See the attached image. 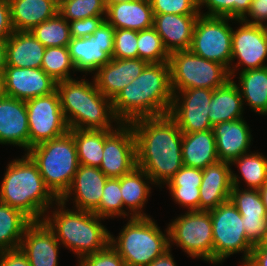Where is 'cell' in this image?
Returning <instances> with one entry per match:
<instances>
[{
	"label": "cell",
	"instance_id": "obj_5",
	"mask_svg": "<svg viewBox=\"0 0 267 266\" xmlns=\"http://www.w3.org/2000/svg\"><path fill=\"white\" fill-rule=\"evenodd\" d=\"M53 206L54 211H47L42 221L62 246L77 255L78 262L110 244L111 233L101 223L104 218L90 211L66 209L60 200Z\"/></svg>",
	"mask_w": 267,
	"mask_h": 266
},
{
	"label": "cell",
	"instance_id": "obj_16",
	"mask_svg": "<svg viewBox=\"0 0 267 266\" xmlns=\"http://www.w3.org/2000/svg\"><path fill=\"white\" fill-rule=\"evenodd\" d=\"M213 90L191 88L173 94L169 115L183 133L207 131L213 128L208 117Z\"/></svg>",
	"mask_w": 267,
	"mask_h": 266
},
{
	"label": "cell",
	"instance_id": "obj_7",
	"mask_svg": "<svg viewBox=\"0 0 267 266\" xmlns=\"http://www.w3.org/2000/svg\"><path fill=\"white\" fill-rule=\"evenodd\" d=\"M164 233L153 217H133L117 237L110 234V244L126 266H147L169 249L168 227Z\"/></svg>",
	"mask_w": 267,
	"mask_h": 266
},
{
	"label": "cell",
	"instance_id": "obj_4",
	"mask_svg": "<svg viewBox=\"0 0 267 266\" xmlns=\"http://www.w3.org/2000/svg\"><path fill=\"white\" fill-rule=\"evenodd\" d=\"M24 154L7 165L0 185V203L21 210L32 221H42L58 199L45 185L37 165Z\"/></svg>",
	"mask_w": 267,
	"mask_h": 266
},
{
	"label": "cell",
	"instance_id": "obj_17",
	"mask_svg": "<svg viewBox=\"0 0 267 266\" xmlns=\"http://www.w3.org/2000/svg\"><path fill=\"white\" fill-rule=\"evenodd\" d=\"M5 95L28 101L56 90L55 82L41 68L7 66L3 74Z\"/></svg>",
	"mask_w": 267,
	"mask_h": 266
},
{
	"label": "cell",
	"instance_id": "obj_21",
	"mask_svg": "<svg viewBox=\"0 0 267 266\" xmlns=\"http://www.w3.org/2000/svg\"><path fill=\"white\" fill-rule=\"evenodd\" d=\"M0 144L29 150V126L26 103L9 96L0 99Z\"/></svg>",
	"mask_w": 267,
	"mask_h": 266
},
{
	"label": "cell",
	"instance_id": "obj_2",
	"mask_svg": "<svg viewBox=\"0 0 267 266\" xmlns=\"http://www.w3.org/2000/svg\"><path fill=\"white\" fill-rule=\"evenodd\" d=\"M172 101L169 63H148L112 100V109L120 123H130L169 114Z\"/></svg>",
	"mask_w": 267,
	"mask_h": 266
},
{
	"label": "cell",
	"instance_id": "obj_33",
	"mask_svg": "<svg viewBox=\"0 0 267 266\" xmlns=\"http://www.w3.org/2000/svg\"><path fill=\"white\" fill-rule=\"evenodd\" d=\"M237 87L243 105L250 106L255 113L267 115V66L240 71ZM246 101V102H245Z\"/></svg>",
	"mask_w": 267,
	"mask_h": 266
},
{
	"label": "cell",
	"instance_id": "obj_34",
	"mask_svg": "<svg viewBox=\"0 0 267 266\" xmlns=\"http://www.w3.org/2000/svg\"><path fill=\"white\" fill-rule=\"evenodd\" d=\"M238 168L240 176L231 170L233 187H240V180L246 183L248 189L259 190L267 181V157L260 152H248L230 163Z\"/></svg>",
	"mask_w": 267,
	"mask_h": 266
},
{
	"label": "cell",
	"instance_id": "obj_39",
	"mask_svg": "<svg viewBox=\"0 0 267 266\" xmlns=\"http://www.w3.org/2000/svg\"><path fill=\"white\" fill-rule=\"evenodd\" d=\"M137 45L139 59L147 63L168 62L170 54L153 27L137 31Z\"/></svg>",
	"mask_w": 267,
	"mask_h": 266
},
{
	"label": "cell",
	"instance_id": "obj_18",
	"mask_svg": "<svg viewBox=\"0 0 267 266\" xmlns=\"http://www.w3.org/2000/svg\"><path fill=\"white\" fill-rule=\"evenodd\" d=\"M107 179L99 167L79 165L70 188L60 201L66 205L74 200L73 209L94 212L100 205Z\"/></svg>",
	"mask_w": 267,
	"mask_h": 266
},
{
	"label": "cell",
	"instance_id": "obj_9",
	"mask_svg": "<svg viewBox=\"0 0 267 266\" xmlns=\"http://www.w3.org/2000/svg\"><path fill=\"white\" fill-rule=\"evenodd\" d=\"M209 212L212 219L213 264H222L229 256L241 252L240 264L243 266L254 246L245 234L241 214L230 200Z\"/></svg>",
	"mask_w": 267,
	"mask_h": 266
},
{
	"label": "cell",
	"instance_id": "obj_37",
	"mask_svg": "<svg viewBox=\"0 0 267 266\" xmlns=\"http://www.w3.org/2000/svg\"><path fill=\"white\" fill-rule=\"evenodd\" d=\"M45 47H68L71 41L69 22L59 13L30 31Z\"/></svg>",
	"mask_w": 267,
	"mask_h": 266
},
{
	"label": "cell",
	"instance_id": "obj_24",
	"mask_svg": "<svg viewBox=\"0 0 267 266\" xmlns=\"http://www.w3.org/2000/svg\"><path fill=\"white\" fill-rule=\"evenodd\" d=\"M199 14H154L153 28L169 54L189 50Z\"/></svg>",
	"mask_w": 267,
	"mask_h": 266
},
{
	"label": "cell",
	"instance_id": "obj_11",
	"mask_svg": "<svg viewBox=\"0 0 267 266\" xmlns=\"http://www.w3.org/2000/svg\"><path fill=\"white\" fill-rule=\"evenodd\" d=\"M229 17L205 16L199 14L190 51L200 57L225 66L228 71L232 60V31Z\"/></svg>",
	"mask_w": 267,
	"mask_h": 266
},
{
	"label": "cell",
	"instance_id": "obj_48",
	"mask_svg": "<svg viewBox=\"0 0 267 266\" xmlns=\"http://www.w3.org/2000/svg\"><path fill=\"white\" fill-rule=\"evenodd\" d=\"M14 31L9 0H0V40H6Z\"/></svg>",
	"mask_w": 267,
	"mask_h": 266
},
{
	"label": "cell",
	"instance_id": "obj_50",
	"mask_svg": "<svg viewBox=\"0 0 267 266\" xmlns=\"http://www.w3.org/2000/svg\"><path fill=\"white\" fill-rule=\"evenodd\" d=\"M243 266H267V248L260 244L251 250L250 258Z\"/></svg>",
	"mask_w": 267,
	"mask_h": 266
},
{
	"label": "cell",
	"instance_id": "obj_1",
	"mask_svg": "<svg viewBox=\"0 0 267 266\" xmlns=\"http://www.w3.org/2000/svg\"><path fill=\"white\" fill-rule=\"evenodd\" d=\"M130 124L136 138L137 167L162 188L183 166V132L169 114L139 118Z\"/></svg>",
	"mask_w": 267,
	"mask_h": 266
},
{
	"label": "cell",
	"instance_id": "obj_42",
	"mask_svg": "<svg viewBox=\"0 0 267 266\" xmlns=\"http://www.w3.org/2000/svg\"><path fill=\"white\" fill-rule=\"evenodd\" d=\"M252 0H198L199 13L205 16L229 17L241 20L250 9ZM207 12H201L204 7Z\"/></svg>",
	"mask_w": 267,
	"mask_h": 266
},
{
	"label": "cell",
	"instance_id": "obj_56",
	"mask_svg": "<svg viewBox=\"0 0 267 266\" xmlns=\"http://www.w3.org/2000/svg\"><path fill=\"white\" fill-rule=\"evenodd\" d=\"M260 245H261L262 247L267 248V229H266V235H265L263 241L260 243Z\"/></svg>",
	"mask_w": 267,
	"mask_h": 266
},
{
	"label": "cell",
	"instance_id": "obj_22",
	"mask_svg": "<svg viewBox=\"0 0 267 266\" xmlns=\"http://www.w3.org/2000/svg\"><path fill=\"white\" fill-rule=\"evenodd\" d=\"M147 64L139 58H112L95 72L93 79L97 89L113 100L123 88L142 73Z\"/></svg>",
	"mask_w": 267,
	"mask_h": 266
},
{
	"label": "cell",
	"instance_id": "obj_31",
	"mask_svg": "<svg viewBox=\"0 0 267 266\" xmlns=\"http://www.w3.org/2000/svg\"><path fill=\"white\" fill-rule=\"evenodd\" d=\"M209 106L208 117L212 126L243 118L245 108L234 79H229L223 86L213 90Z\"/></svg>",
	"mask_w": 267,
	"mask_h": 266
},
{
	"label": "cell",
	"instance_id": "obj_51",
	"mask_svg": "<svg viewBox=\"0 0 267 266\" xmlns=\"http://www.w3.org/2000/svg\"><path fill=\"white\" fill-rule=\"evenodd\" d=\"M147 266H177L169 248L162 255L158 256L152 263Z\"/></svg>",
	"mask_w": 267,
	"mask_h": 266
},
{
	"label": "cell",
	"instance_id": "obj_45",
	"mask_svg": "<svg viewBox=\"0 0 267 266\" xmlns=\"http://www.w3.org/2000/svg\"><path fill=\"white\" fill-rule=\"evenodd\" d=\"M78 266H126V263L109 244L105 249L82 258Z\"/></svg>",
	"mask_w": 267,
	"mask_h": 266
},
{
	"label": "cell",
	"instance_id": "obj_8",
	"mask_svg": "<svg viewBox=\"0 0 267 266\" xmlns=\"http://www.w3.org/2000/svg\"><path fill=\"white\" fill-rule=\"evenodd\" d=\"M168 63L173 94L191 88L214 90L231 79L225 66L204 59L190 50L171 53Z\"/></svg>",
	"mask_w": 267,
	"mask_h": 266
},
{
	"label": "cell",
	"instance_id": "obj_55",
	"mask_svg": "<svg viewBox=\"0 0 267 266\" xmlns=\"http://www.w3.org/2000/svg\"><path fill=\"white\" fill-rule=\"evenodd\" d=\"M5 96V90H4V78L3 75H0V99Z\"/></svg>",
	"mask_w": 267,
	"mask_h": 266
},
{
	"label": "cell",
	"instance_id": "obj_3",
	"mask_svg": "<svg viewBox=\"0 0 267 266\" xmlns=\"http://www.w3.org/2000/svg\"><path fill=\"white\" fill-rule=\"evenodd\" d=\"M56 90L69 130H113L120 124L114 115L112 100L97 89L94 79L91 82L84 77L60 81Z\"/></svg>",
	"mask_w": 267,
	"mask_h": 266
},
{
	"label": "cell",
	"instance_id": "obj_6",
	"mask_svg": "<svg viewBox=\"0 0 267 266\" xmlns=\"http://www.w3.org/2000/svg\"><path fill=\"white\" fill-rule=\"evenodd\" d=\"M26 154L37 165L47 188L60 200L70 188L79 166L73 135L68 131L30 148Z\"/></svg>",
	"mask_w": 267,
	"mask_h": 266
},
{
	"label": "cell",
	"instance_id": "obj_47",
	"mask_svg": "<svg viewBox=\"0 0 267 266\" xmlns=\"http://www.w3.org/2000/svg\"><path fill=\"white\" fill-rule=\"evenodd\" d=\"M241 20L247 24L267 26V0H252L249 11Z\"/></svg>",
	"mask_w": 267,
	"mask_h": 266
},
{
	"label": "cell",
	"instance_id": "obj_29",
	"mask_svg": "<svg viewBox=\"0 0 267 266\" xmlns=\"http://www.w3.org/2000/svg\"><path fill=\"white\" fill-rule=\"evenodd\" d=\"M153 184L150 177L139 167L120 177L121 195L124 209L127 210V217H151L144 213L143 207L151 193ZM126 206V207H125Z\"/></svg>",
	"mask_w": 267,
	"mask_h": 266
},
{
	"label": "cell",
	"instance_id": "obj_10",
	"mask_svg": "<svg viewBox=\"0 0 267 266\" xmlns=\"http://www.w3.org/2000/svg\"><path fill=\"white\" fill-rule=\"evenodd\" d=\"M169 248L176 244L187 255L213 264L212 219L209 211H186L168 224Z\"/></svg>",
	"mask_w": 267,
	"mask_h": 266
},
{
	"label": "cell",
	"instance_id": "obj_32",
	"mask_svg": "<svg viewBox=\"0 0 267 266\" xmlns=\"http://www.w3.org/2000/svg\"><path fill=\"white\" fill-rule=\"evenodd\" d=\"M201 181V169L182 166L166 185L174 203L195 211L199 210Z\"/></svg>",
	"mask_w": 267,
	"mask_h": 266
},
{
	"label": "cell",
	"instance_id": "obj_40",
	"mask_svg": "<svg viewBox=\"0 0 267 266\" xmlns=\"http://www.w3.org/2000/svg\"><path fill=\"white\" fill-rule=\"evenodd\" d=\"M94 213L104 219L127 216L121 195L120 178H108L102 192L101 202Z\"/></svg>",
	"mask_w": 267,
	"mask_h": 266
},
{
	"label": "cell",
	"instance_id": "obj_52",
	"mask_svg": "<svg viewBox=\"0 0 267 266\" xmlns=\"http://www.w3.org/2000/svg\"><path fill=\"white\" fill-rule=\"evenodd\" d=\"M6 67V40H0V75L4 74V70Z\"/></svg>",
	"mask_w": 267,
	"mask_h": 266
},
{
	"label": "cell",
	"instance_id": "obj_14",
	"mask_svg": "<svg viewBox=\"0 0 267 266\" xmlns=\"http://www.w3.org/2000/svg\"><path fill=\"white\" fill-rule=\"evenodd\" d=\"M237 21L240 26L232 31V60L229 69L231 79H235L241 67L240 71H246L267 66V26ZM236 59L238 62L233 65ZM237 70L238 73H235Z\"/></svg>",
	"mask_w": 267,
	"mask_h": 266
},
{
	"label": "cell",
	"instance_id": "obj_35",
	"mask_svg": "<svg viewBox=\"0 0 267 266\" xmlns=\"http://www.w3.org/2000/svg\"><path fill=\"white\" fill-rule=\"evenodd\" d=\"M32 222L21 210L0 203V252L18 249Z\"/></svg>",
	"mask_w": 267,
	"mask_h": 266
},
{
	"label": "cell",
	"instance_id": "obj_25",
	"mask_svg": "<svg viewBox=\"0 0 267 266\" xmlns=\"http://www.w3.org/2000/svg\"><path fill=\"white\" fill-rule=\"evenodd\" d=\"M231 170L230 163L223 161L202 169L199 210L209 211L229 201L233 187Z\"/></svg>",
	"mask_w": 267,
	"mask_h": 266
},
{
	"label": "cell",
	"instance_id": "obj_30",
	"mask_svg": "<svg viewBox=\"0 0 267 266\" xmlns=\"http://www.w3.org/2000/svg\"><path fill=\"white\" fill-rule=\"evenodd\" d=\"M183 166L204 169L219 161L213 129L192 133H183Z\"/></svg>",
	"mask_w": 267,
	"mask_h": 266
},
{
	"label": "cell",
	"instance_id": "obj_26",
	"mask_svg": "<svg viewBox=\"0 0 267 266\" xmlns=\"http://www.w3.org/2000/svg\"><path fill=\"white\" fill-rule=\"evenodd\" d=\"M105 20L115 29L141 31L153 27L154 14L149 0H135L106 6Z\"/></svg>",
	"mask_w": 267,
	"mask_h": 266
},
{
	"label": "cell",
	"instance_id": "obj_13",
	"mask_svg": "<svg viewBox=\"0 0 267 266\" xmlns=\"http://www.w3.org/2000/svg\"><path fill=\"white\" fill-rule=\"evenodd\" d=\"M115 28L104 20L90 37L71 38L68 50L77 72L94 74L112 59Z\"/></svg>",
	"mask_w": 267,
	"mask_h": 266
},
{
	"label": "cell",
	"instance_id": "obj_12",
	"mask_svg": "<svg viewBox=\"0 0 267 266\" xmlns=\"http://www.w3.org/2000/svg\"><path fill=\"white\" fill-rule=\"evenodd\" d=\"M25 103L28 113L29 149L61 137L69 131L57 90Z\"/></svg>",
	"mask_w": 267,
	"mask_h": 266
},
{
	"label": "cell",
	"instance_id": "obj_43",
	"mask_svg": "<svg viewBox=\"0 0 267 266\" xmlns=\"http://www.w3.org/2000/svg\"><path fill=\"white\" fill-rule=\"evenodd\" d=\"M137 31L130 29H115L112 58H138Z\"/></svg>",
	"mask_w": 267,
	"mask_h": 266
},
{
	"label": "cell",
	"instance_id": "obj_19",
	"mask_svg": "<svg viewBox=\"0 0 267 266\" xmlns=\"http://www.w3.org/2000/svg\"><path fill=\"white\" fill-rule=\"evenodd\" d=\"M229 200L242 216L245 234L249 242L259 245L267 229V213L257 189L232 187Z\"/></svg>",
	"mask_w": 267,
	"mask_h": 266
},
{
	"label": "cell",
	"instance_id": "obj_38",
	"mask_svg": "<svg viewBox=\"0 0 267 266\" xmlns=\"http://www.w3.org/2000/svg\"><path fill=\"white\" fill-rule=\"evenodd\" d=\"M41 69L55 82L74 79L71 72H77L71 61L68 47H46Z\"/></svg>",
	"mask_w": 267,
	"mask_h": 266
},
{
	"label": "cell",
	"instance_id": "obj_44",
	"mask_svg": "<svg viewBox=\"0 0 267 266\" xmlns=\"http://www.w3.org/2000/svg\"><path fill=\"white\" fill-rule=\"evenodd\" d=\"M153 14H200L198 0H149Z\"/></svg>",
	"mask_w": 267,
	"mask_h": 266
},
{
	"label": "cell",
	"instance_id": "obj_20",
	"mask_svg": "<svg viewBox=\"0 0 267 266\" xmlns=\"http://www.w3.org/2000/svg\"><path fill=\"white\" fill-rule=\"evenodd\" d=\"M61 244L43 221H33L25 230L20 250L30 266H58Z\"/></svg>",
	"mask_w": 267,
	"mask_h": 266
},
{
	"label": "cell",
	"instance_id": "obj_28",
	"mask_svg": "<svg viewBox=\"0 0 267 266\" xmlns=\"http://www.w3.org/2000/svg\"><path fill=\"white\" fill-rule=\"evenodd\" d=\"M15 31H31L58 13L59 0H9Z\"/></svg>",
	"mask_w": 267,
	"mask_h": 266
},
{
	"label": "cell",
	"instance_id": "obj_41",
	"mask_svg": "<svg viewBox=\"0 0 267 266\" xmlns=\"http://www.w3.org/2000/svg\"><path fill=\"white\" fill-rule=\"evenodd\" d=\"M104 0H59L58 13L68 22L106 16Z\"/></svg>",
	"mask_w": 267,
	"mask_h": 266
},
{
	"label": "cell",
	"instance_id": "obj_23",
	"mask_svg": "<svg viewBox=\"0 0 267 266\" xmlns=\"http://www.w3.org/2000/svg\"><path fill=\"white\" fill-rule=\"evenodd\" d=\"M212 129L219 161L231 163L250 151L253 137L244 118L218 123Z\"/></svg>",
	"mask_w": 267,
	"mask_h": 266
},
{
	"label": "cell",
	"instance_id": "obj_49",
	"mask_svg": "<svg viewBox=\"0 0 267 266\" xmlns=\"http://www.w3.org/2000/svg\"><path fill=\"white\" fill-rule=\"evenodd\" d=\"M0 266H30V263L18 248L0 252Z\"/></svg>",
	"mask_w": 267,
	"mask_h": 266
},
{
	"label": "cell",
	"instance_id": "obj_54",
	"mask_svg": "<svg viewBox=\"0 0 267 266\" xmlns=\"http://www.w3.org/2000/svg\"><path fill=\"white\" fill-rule=\"evenodd\" d=\"M132 1H135V0H104L106 6L121 3V2H132Z\"/></svg>",
	"mask_w": 267,
	"mask_h": 266
},
{
	"label": "cell",
	"instance_id": "obj_53",
	"mask_svg": "<svg viewBox=\"0 0 267 266\" xmlns=\"http://www.w3.org/2000/svg\"><path fill=\"white\" fill-rule=\"evenodd\" d=\"M266 213H267V181L266 183L259 189Z\"/></svg>",
	"mask_w": 267,
	"mask_h": 266
},
{
	"label": "cell",
	"instance_id": "obj_27",
	"mask_svg": "<svg viewBox=\"0 0 267 266\" xmlns=\"http://www.w3.org/2000/svg\"><path fill=\"white\" fill-rule=\"evenodd\" d=\"M45 48L30 31H14L6 39L7 66L41 68Z\"/></svg>",
	"mask_w": 267,
	"mask_h": 266
},
{
	"label": "cell",
	"instance_id": "obj_15",
	"mask_svg": "<svg viewBox=\"0 0 267 266\" xmlns=\"http://www.w3.org/2000/svg\"><path fill=\"white\" fill-rule=\"evenodd\" d=\"M137 166L136 138L130 123L105 130L103 157L99 169L108 178H120Z\"/></svg>",
	"mask_w": 267,
	"mask_h": 266
},
{
	"label": "cell",
	"instance_id": "obj_46",
	"mask_svg": "<svg viewBox=\"0 0 267 266\" xmlns=\"http://www.w3.org/2000/svg\"><path fill=\"white\" fill-rule=\"evenodd\" d=\"M105 20V16H94L69 22L71 38L90 37Z\"/></svg>",
	"mask_w": 267,
	"mask_h": 266
},
{
	"label": "cell",
	"instance_id": "obj_36",
	"mask_svg": "<svg viewBox=\"0 0 267 266\" xmlns=\"http://www.w3.org/2000/svg\"><path fill=\"white\" fill-rule=\"evenodd\" d=\"M77 149L79 165L100 167L105 142V130L70 129Z\"/></svg>",
	"mask_w": 267,
	"mask_h": 266
}]
</instances>
